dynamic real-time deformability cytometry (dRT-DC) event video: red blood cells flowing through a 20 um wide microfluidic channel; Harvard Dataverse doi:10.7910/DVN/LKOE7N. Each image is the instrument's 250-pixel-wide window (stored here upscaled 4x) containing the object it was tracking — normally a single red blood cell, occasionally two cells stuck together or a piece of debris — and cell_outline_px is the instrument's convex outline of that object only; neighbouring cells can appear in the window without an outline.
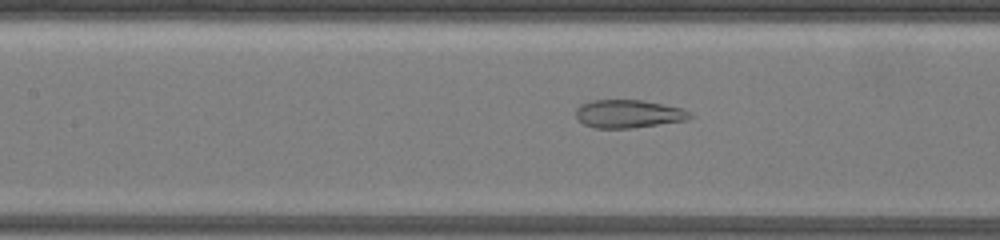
{"species": "common noctule bat (a hibernating species)", "species_latin": "Nyctalus noctula", "temperature_condition": "warm", "stored_images_in_passage": 74, "camera_frame_rate_fps": 3000, "um_per_image_px": 0.085, "animal": {"sex": "female", "body_mass_g": 19.5, "forearm_length_mm": 54.1}, "frame": {"image": 1, "passage_image": 72, "time_ms": 9.667, "image_size_px": [1000, 240], "cell_outline_px": [[696, 116], [688, 120], [632, 128], [592, 128], [584, 124], [576, 116], [576, 108], [580, 104], [592, 100], [640, 100], [664, 104], [680, 108], [692, 112]], "centroid_in_image_um": [53.45, 9.68], "position_along_channel_um": 153.9, "area_um2": 18.84}}